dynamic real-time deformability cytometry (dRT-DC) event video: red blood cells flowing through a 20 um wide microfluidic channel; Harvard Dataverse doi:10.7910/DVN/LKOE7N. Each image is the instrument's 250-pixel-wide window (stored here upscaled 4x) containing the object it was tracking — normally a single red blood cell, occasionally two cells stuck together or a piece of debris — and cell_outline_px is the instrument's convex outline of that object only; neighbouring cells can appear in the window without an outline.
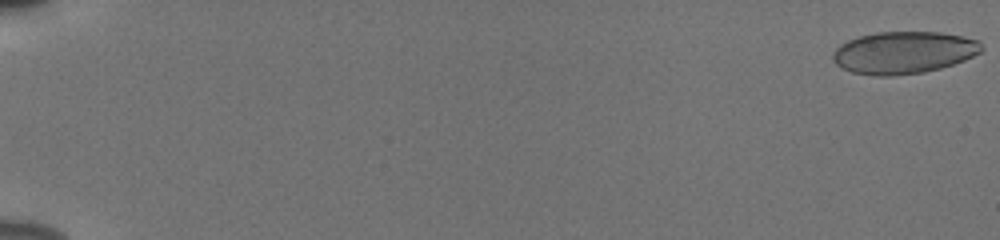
{"species": "human", "species_latin": "Homo sapiens", "temperature_condition": "cold", "stored_images_in_passage": 55, "camera_frame_rate_fps": 3000, "um_per_image_px": 0.085, "donor": {"sex": "male"}, "frame": {"image": 1, "passage_image": 1, "time_ms": 0.0, "image_size_px": [1000, 240], "cell_outline_px": [[984, 48], [980, 52], [964, 60], [940, 68], [924, 72], [892, 76], [876, 76], [852, 72], [840, 68], [832, 60], [832, 52], [840, 44], [848, 40], [860, 36], [876, 32], [940, 32], [980, 40]], "centroid_in_image_um": [76.78, 4.47], "position_along_channel_um": 8.2, "area_um2": 36.7}}
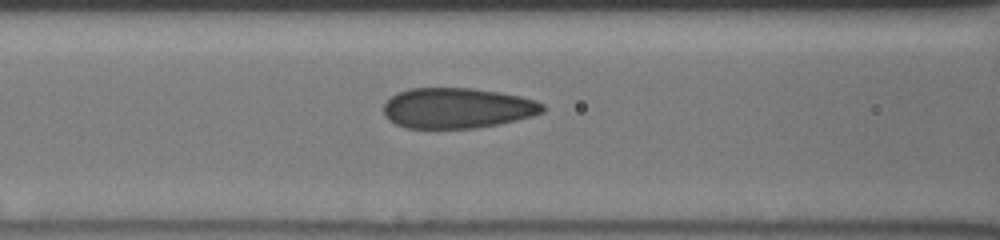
{"frame": {"image": 2, "passage_image": 26, "time_ms": 8.333, "image_size_px": [1000, 240], "cell_outline_px": [[544, 112], [532, 116], [500, 124], [476, 128], [404, 128], [388, 120], [384, 116], [384, 104], [392, 96], [408, 88], [472, 88], [500, 92], [520, 96], [536, 100], [544, 104]], "centroid_in_image_um": [38.88, 9.19], "position_along_channel_um": 127.7, "area_um2": 37.69}}
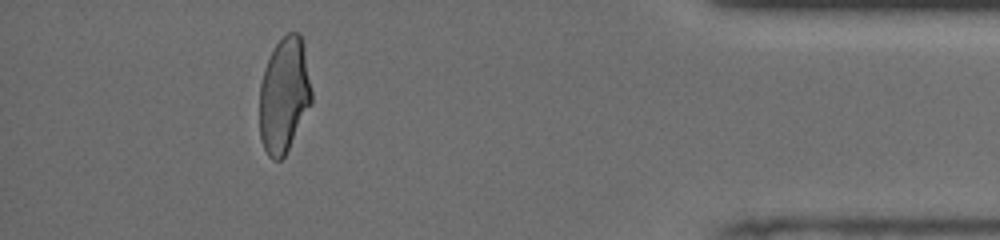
{"frame": {"image": 3, "passage_image": 51, "time_ms": 16.667, "image_size_px": [1000, 240], "cell_outline_px": [[312, 104], [284, 156], [280, 160], [272, 160], [268, 156], [264, 148], [260, 136], [260, 84], [264, 68], [276, 44], [288, 32], [300, 32], [304, 48], [312, 92]], "centroid_in_image_um": [24.15, 8.1], "position_along_channel_um": 411.0, "area_um2": 34.85}, "authors_computed_cell_mechanics": {"area_um2": 37.2232, "velocity_mm_per_s": 3.8809, "shape_relaxation_time_tau1_ms": 5.4443, "shape_relaxation_time_tau2_ms": 0.9894, "deformation_change_tau1": 0.1383, "deformation_change_tau2": 0.0552}}